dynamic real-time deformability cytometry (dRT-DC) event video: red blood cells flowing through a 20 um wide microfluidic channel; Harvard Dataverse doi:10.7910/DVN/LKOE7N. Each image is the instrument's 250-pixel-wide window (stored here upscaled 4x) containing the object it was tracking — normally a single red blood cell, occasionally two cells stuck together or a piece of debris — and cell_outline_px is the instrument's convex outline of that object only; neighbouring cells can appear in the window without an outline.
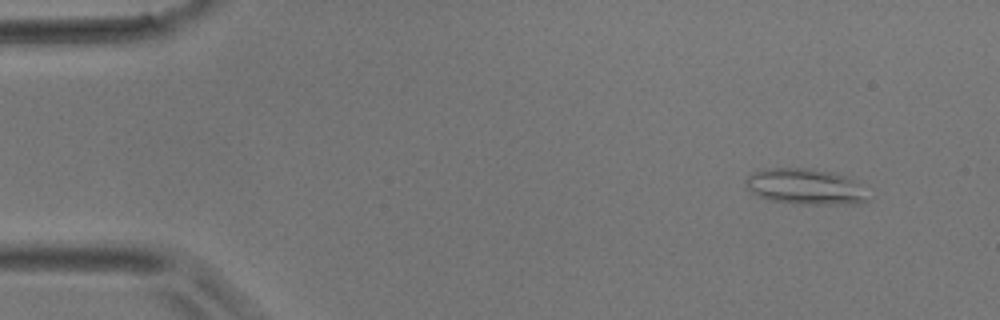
{"species": "common noctule bat (a hibernating species)", "species_latin": "Nyctalus noctula", "temperature_condition": "room temperature", "stored_images_in_passage": 3, "camera_frame_rate_fps": 3000, "um_per_image_px": 0.085, "animal": {"sex": "male", "body_mass_g": 17.9}, "frame": {"image": 1, "passage_image": 1, "time_ms": 0.0, "image_size_px": [1000, 320], "cell_outline_px": [[868, 200], [856, 204], [800, 204], [772, 200], [760, 196], [752, 192], [744, 184], [744, 180], [752, 172], [760, 168], [812, 168], [832, 172], [844, 176], [852, 180]], "centroid_in_image_um": [68.34, 15.84], "position_along_channel_um": 16.7, "area_um2": 25.14}}